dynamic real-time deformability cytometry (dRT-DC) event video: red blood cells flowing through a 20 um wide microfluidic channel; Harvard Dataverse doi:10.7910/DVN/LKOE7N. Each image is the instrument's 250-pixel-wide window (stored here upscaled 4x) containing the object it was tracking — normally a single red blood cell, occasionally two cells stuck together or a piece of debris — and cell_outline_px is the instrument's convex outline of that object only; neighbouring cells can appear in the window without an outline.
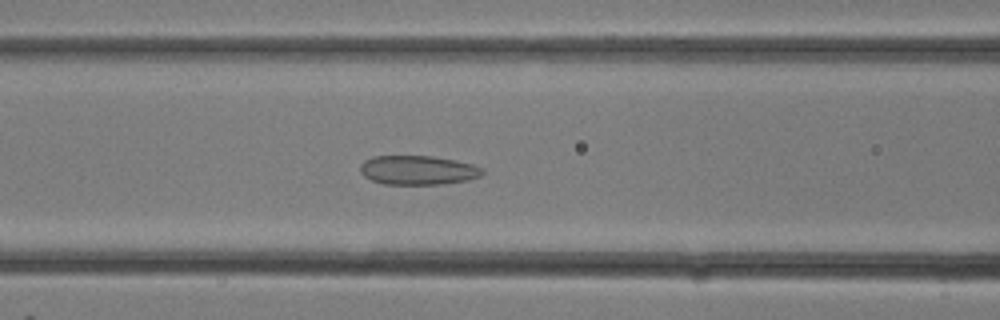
{"species": "common noctule bat (a hibernating species)", "species_latin": "Nyctalus noctula", "temperature_condition": "room temperature", "stored_images_in_passage": 14, "camera_frame_rate_fps": 3000, "um_per_image_px": 0.085, "animal": {"sex": "female"}, "frame": {"image": 1, "passage_image": 12, "time_ms": 3.667, "image_size_px": [1000, 320], "cell_outline_px": [[484, 172], [480, 176], [468, 180], [440, 184], [384, 184], [372, 180], [364, 176], [360, 172], [360, 164], [364, 160], [372, 156], [432, 156], [456, 160], [472, 164], [484, 168]], "centroid_in_image_um": [35.52, 14.45], "position_along_channel_um": 131.1, "area_um2": 20.87}}
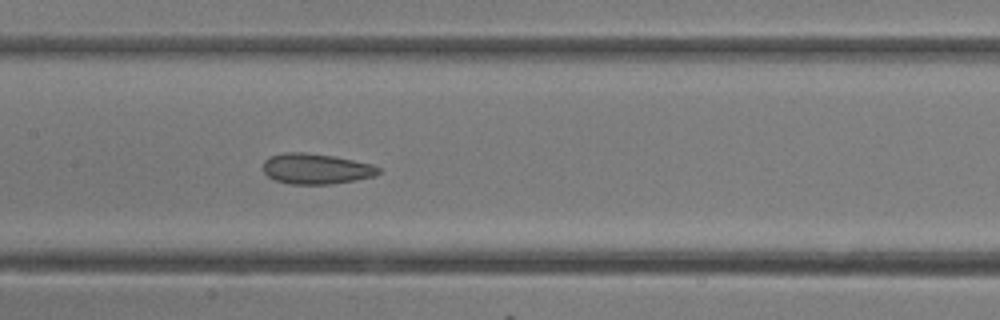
{"frame": {"image": 2, "passage_image": 14, "time_ms": 4.333, "image_size_px": [1000, 320], "cell_outline_px": [[380, 172], [376, 176], [356, 180], [332, 184], [288, 184], [276, 180], [268, 176], [264, 172], [264, 160], [268, 156], [284, 152], [304, 152], [332, 156], [372, 164], [380, 168]], "centroid_in_image_um": [26.86, 14.35], "position_along_channel_um": 180.5, "area_um2": 20.58}}